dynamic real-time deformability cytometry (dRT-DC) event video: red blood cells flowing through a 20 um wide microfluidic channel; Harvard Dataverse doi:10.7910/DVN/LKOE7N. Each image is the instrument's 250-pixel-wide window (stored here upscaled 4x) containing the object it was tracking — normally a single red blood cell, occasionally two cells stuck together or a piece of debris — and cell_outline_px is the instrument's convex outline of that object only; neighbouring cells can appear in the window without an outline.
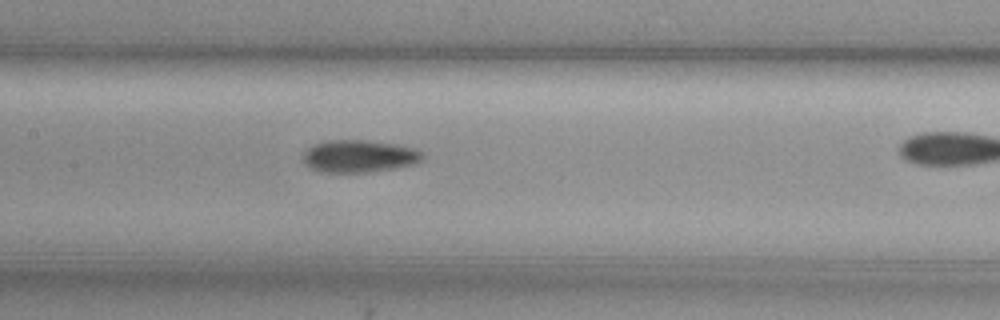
{"species": "common noctule bat (a hibernating species)", "species_latin": "Nyctalus noctula", "temperature_condition": "cold", "stored_images_in_passage": 40, "camera_frame_rate_fps": 3000, "um_per_image_px": 0.085, "animal": {"sex": "female", "body_mass_g": 29.2, "forearm_length_mm": 56.3}, "frame": {"image": 1, "passage_image": 23, "time_ms": 7.333, "image_size_px": [1000, 320], "cell_outline_px": [[424, 156], [420, 160], [412, 164], [392, 168], [368, 172], [320, 172], [312, 168], [304, 160], [304, 152], [312, 144], [328, 140], [364, 140], [396, 144], [412, 148], [420, 152]], "centroid_in_image_um": [30.49, 13.26], "position_along_channel_um": 176.9, "area_um2": 22.14}}